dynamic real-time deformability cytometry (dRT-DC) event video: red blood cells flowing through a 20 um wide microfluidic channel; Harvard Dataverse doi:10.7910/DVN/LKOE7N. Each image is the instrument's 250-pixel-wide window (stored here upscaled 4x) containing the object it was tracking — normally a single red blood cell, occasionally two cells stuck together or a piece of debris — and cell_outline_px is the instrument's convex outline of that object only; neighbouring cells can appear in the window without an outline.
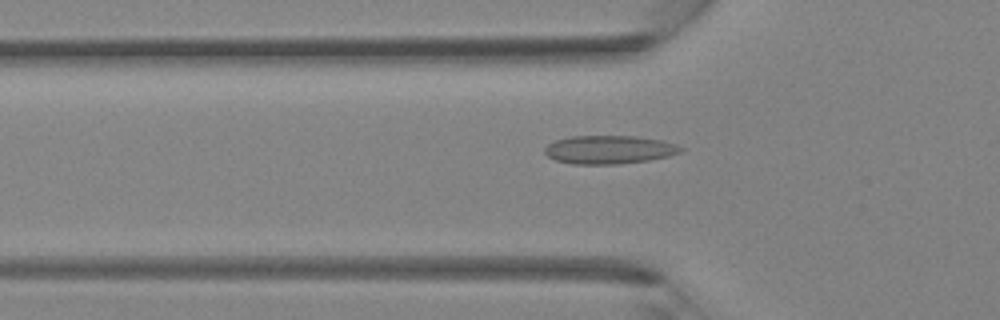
{"species": "Egyptian fruit bat (a non-hibernating species)", "species_latin": "Rousettus aegyptiacus", "temperature_condition": "room temperature", "stored_images_in_passage": 41, "camera_frame_rate_fps": 3000, "um_per_image_px": 0.085, "animal": {"sex": "female"}, "frame": {"image": 1, "passage_image": 14, "time_ms": 4.333, "image_size_px": [1000, 320], "cell_outline_px": [[684, 148], [680, 152], [668, 156], [648, 160], [620, 164], [572, 164], [556, 160], [548, 156], [544, 152], [544, 148], [548, 144], [556, 140], [572, 136], [636, 136], [660, 140], [676, 144]], "centroid_in_image_um": [51.77, 12.72], "position_along_channel_um": 74.0, "area_um2": 22.43}}
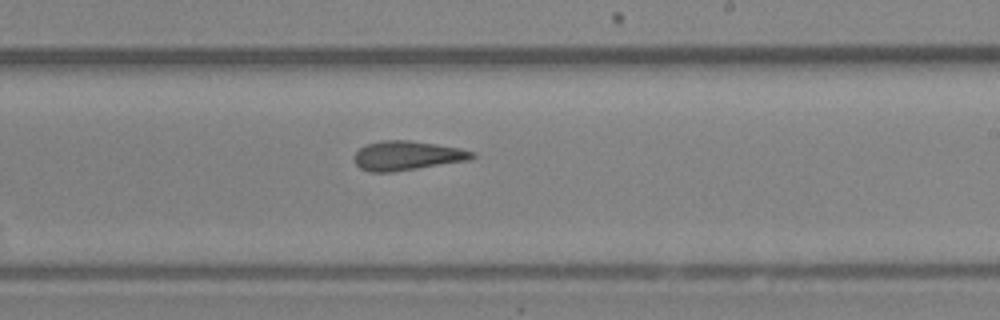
{"frame": {"image": 2, "passage_image": 25, "time_ms": 8.0, "image_size_px": [1000, 320], "cell_outline_px": [[476, 156], [472, 160], [392, 172], [368, 172], [360, 168], [356, 164], [352, 156], [364, 144], [384, 140], [408, 140], [436, 144], [460, 148], [476, 152]], "centroid_in_image_um": [34.61, 13.23], "position_along_channel_um": 254.4, "area_um2": 20.4}}
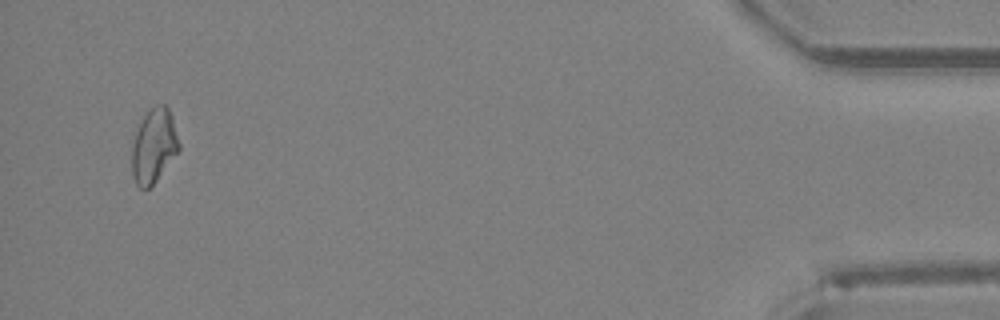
{"frame": {"image": 3, "passage_image": 40, "time_ms": 13.0, "image_size_px": [1000, 320], "cell_outline_px": [[180, 148], [156, 180], [144, 192], [136, 184], [132, 176], [132, 144], [136, 132], [144, 116], [156, 104], [164, 104], [168, 108], [172, 116], [180, 144]], "centroid_in_image_um": [13.07, 12.41], "position_along_channel_um": 422.1, "area_um2": 20.11}}